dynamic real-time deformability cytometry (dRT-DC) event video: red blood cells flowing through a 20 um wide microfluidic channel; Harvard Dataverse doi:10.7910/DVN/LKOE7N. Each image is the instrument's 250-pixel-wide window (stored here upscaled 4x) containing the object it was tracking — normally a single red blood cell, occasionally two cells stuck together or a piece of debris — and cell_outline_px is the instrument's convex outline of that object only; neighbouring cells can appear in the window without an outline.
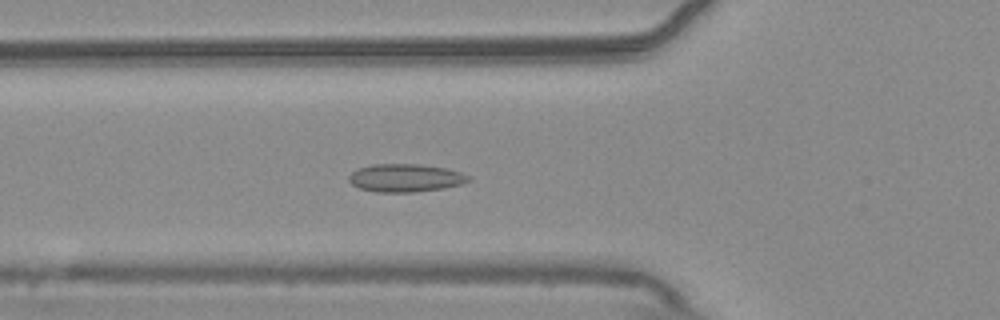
{"species": "common noctule bat (a hibernating species)", "species_latin": "Nyctalus noctula", "temperature_condition": "warm", "stored_images_in_passage": 55, "camera_frame_rate_fps": 3000, "um_per_image_px": 0.085, "animal": {"sex": "male", "body_mass_g": 20.4}, "frame": {"image": 1, "passage_image": 20, "time_ms": 6.333, "image_size_px": [1000, 320], "cell_outline_px": [[472, 180], [460, 184], [444, 188], [412, 192], [376, 192], [360, 188], [352, 184], [348, 180], [348, 176], [352, 172], [360, 168], [372, 164], [416, 164], [448, 168], [472, 176]], "centroid_in_image_um": [34.49, 15.12], "position_along_channel_um": 91.3, "area_um2": 19.54}}
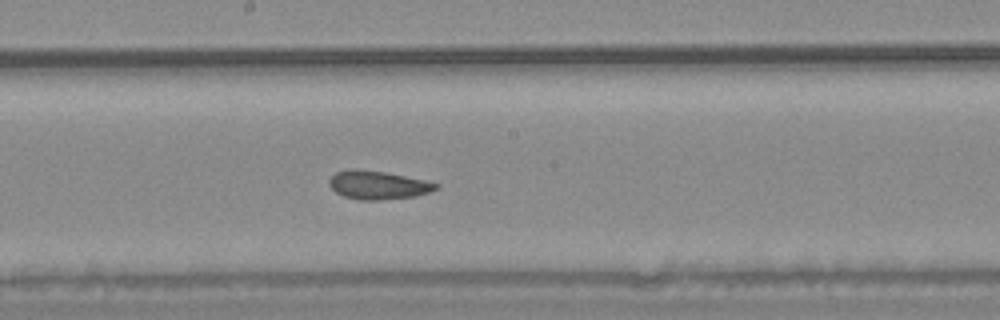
{"frame": {"image": 2, "passage_image": 30, "time_ms": 9.667, "image_size_px": [1000, 320], "cell_outline_px": [[440, 188], [416, 196], [380, 200], [360, 200], [344, 196], [336, 192], [328, 184], [328, 180], [336, 172], [356, 168], [384, 172], [424, 180], [440, 184]], "centroid_in_image_um": [32.13, 15.73], "position_along_channel_um": 216.1, "area_um2": 17.63}}
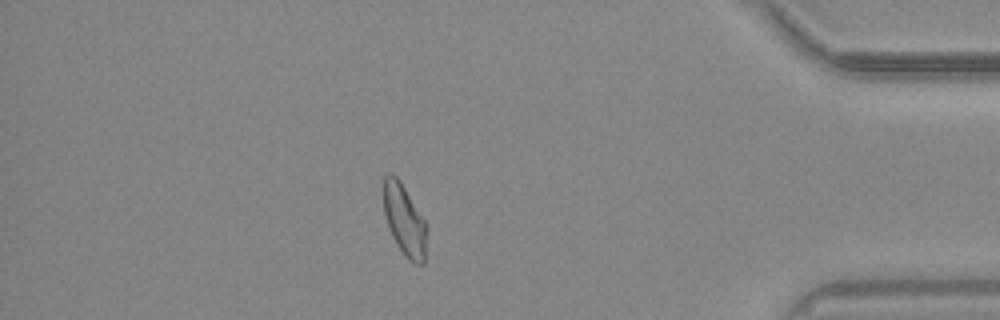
{"frame": {"image": 3, "passage_image": 48, "time_ms": 15.667, "image_size_px": [1000, 320], "cell_outline_px": [[428, 228], [424, 264], [416, 264], [408, 260], [404, 256], [396, 244], [392, 236], [384, 212], [384, 176], [388, 172], [392, 172], [400, 180], [428, 224]], "centroid_in_image_um": [34.41, 18.72], "position_along_channel_um": 400.8, "area_um2": 18.26}, "authors_computed_cell_mechanics": {"area_um2": 18.9006, "velocity_mm_per_s": 3.7266, "shape_relaxation_time_tau1_ms": null, "shape_relaxation_time_tau2_ms": 3.0363, "deformation_change_tau1": null, "deformation_change_tau2": 0.0829}}